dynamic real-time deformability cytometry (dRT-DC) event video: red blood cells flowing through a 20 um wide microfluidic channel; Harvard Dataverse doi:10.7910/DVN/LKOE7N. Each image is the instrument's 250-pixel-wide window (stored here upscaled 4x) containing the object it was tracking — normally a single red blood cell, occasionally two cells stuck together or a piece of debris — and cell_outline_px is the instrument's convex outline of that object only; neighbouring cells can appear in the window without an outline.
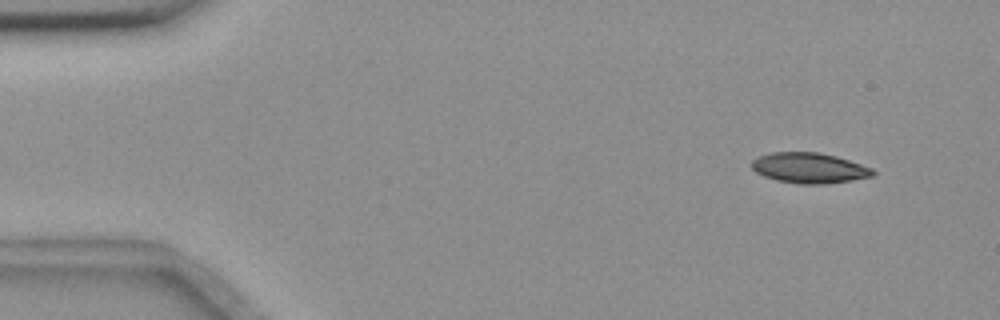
{"species": "common noctule bat (a hibernating species)", "species_latin": "Nyctalus noctula", "temperature_condition": "room temperature", "stored_images_in_passage": 4, "camera_frame_rate_fps": 3000, "um_per_image_px": 0.085, "animal": {"sex": "female", "body_mass_g": 18.4}, "frame": {"image": 1, "passage_image": 1, "time_ms": 0.0, "image_size_px": [1000, 320], "cell_outline_px": [[876, 172], [872, 176], [852, 180], [824, 184], [800, 184], [776, 180], [764, 176], [756, 172], [752, 168], [752, 160], [756, 156], [772, 152], [820, 152], [836, 156], [872, 168]], "centroid_in_image_um": [68.76, 14.27], "position_along_channel_um": 16.2, "area_um2": 21.5}}
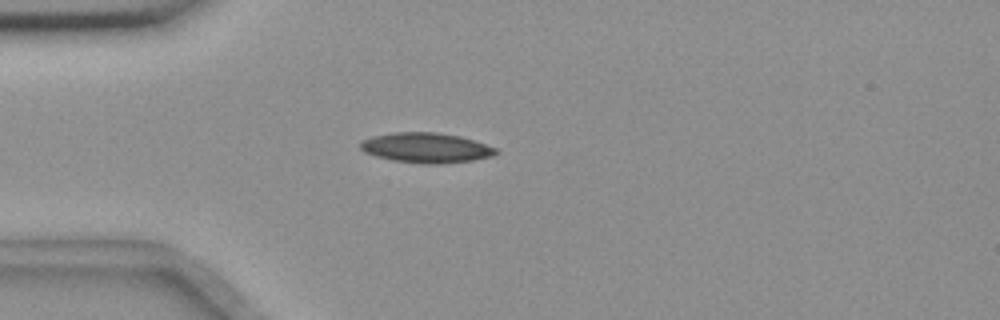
{"frame": {"image": 2, "passage_image": 4, "time_ms": 3.333, "image_size_px": [1000, 320], "cell_outline_px": [[500, 152], [492, 156], [472, 160], [444, 164], [424, 164], [392, 160], [376, 156], [364, 152], [360, 148], [360, 140], [372, 136], [392, 132], [436, 132], [460, 136], [496, 148]], "centroid_in_image_um": [36.19, 12.56], "position_along_channel_um": 48.8, "area_um2": 23.81}}